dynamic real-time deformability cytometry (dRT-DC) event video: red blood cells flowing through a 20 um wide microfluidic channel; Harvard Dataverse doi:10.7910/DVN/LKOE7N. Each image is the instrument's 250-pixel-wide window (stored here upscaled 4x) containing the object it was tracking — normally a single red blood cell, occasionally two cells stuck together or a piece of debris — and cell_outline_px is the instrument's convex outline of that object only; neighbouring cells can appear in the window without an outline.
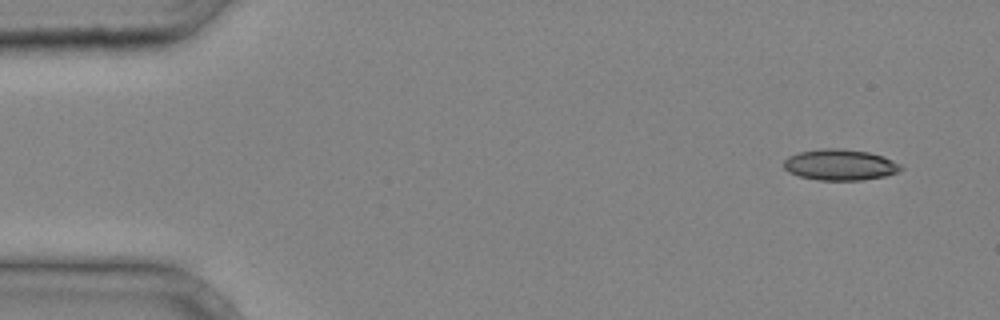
{"species": "common noctule bat (a hibernating species)", "species_latin": "Nyctalus noctula", "temperature_condition": "cold", "stored_images_in_passage": 3, "camera_frame_rate_fps": 3000, "um_per_image_px": 0.085, "animal": {"sex": "male", "body_mass_g": 20.4}, "frame": {"image": 1, "passage_image": 1, "time_ms": 0.0, "image_size_px": [1000, 320], "cell_outline_px": [[904, 168], [900, 172], [884, 176], [864, 180], [820, 180], [800, 176], [788, 172], [784, 168], [784, 160], [788, 156], [800, 152], [824, 148], [840, 148], [868, 152], [884, 156], [900, 164]], "centroid_in_image_um": [71.43, 14.01], "position_along_channel_um": 13.6, "area_um2": 21.21}}
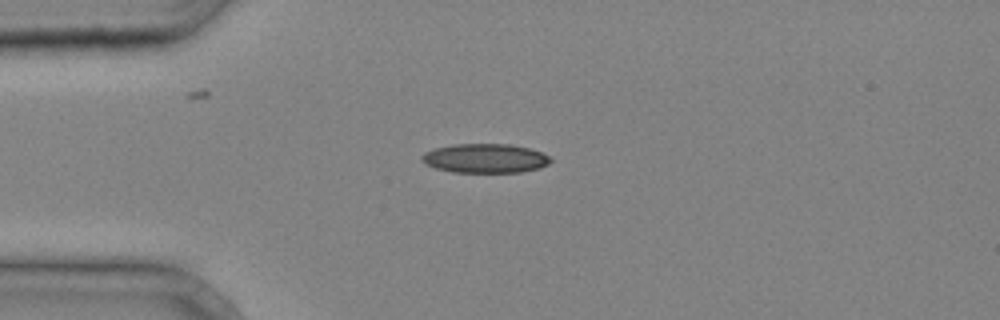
{"frame": {"image": 2, "passage_image": 3, "time_ms": 0.667, "image_size_px": [1000, 320], "cell_outline_px": [[552, 160], [548, 164], [540, 168], [520, 172], [452, 172], [436, 168], [424, 164], [420, 160], [420, 156], [424, 152], [436, 148], [452, 144], [508, 144], [528, 148], [540, 152], [548, 156]], "centroid_in_image_um": [41.19, 13.46], "position_along_channel_um": 43.8, "area_um2": 21.91}}